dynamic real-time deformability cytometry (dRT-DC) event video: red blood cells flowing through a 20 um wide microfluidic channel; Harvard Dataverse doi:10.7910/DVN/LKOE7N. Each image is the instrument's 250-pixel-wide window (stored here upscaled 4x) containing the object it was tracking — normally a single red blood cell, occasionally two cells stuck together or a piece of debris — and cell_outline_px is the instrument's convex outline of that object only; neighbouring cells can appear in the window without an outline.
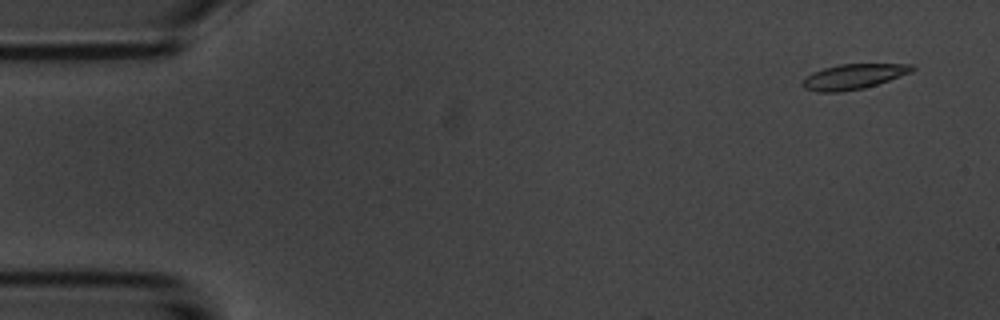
{"species": "common noctule bat (a hibernating species)", "species_latin": "Nyctalus noctula", "temperature_condition": "room temperature", "stored_images_in_passage": 11, "camera_frame_rate_fps": 3000, "um_per_image_px": 0.085, "animal": {"sex": "male", "body_mass_g": 20.1, "forearm_length_mm": 53.5}, "frame": {"image": 1, "passage_image": 3, "time_ms": 0.667, "image_size_px": [1000, 320], "cell_outline_px": [[916, 68], [912, 72], [864, 88], [840, 92], [816, 92], [804, 88], [800, 84], [812, 72], [824, 68], [840, 64], [912, 64]], "centroid_in_image_um": [72.53, 6.51], "position_along_channel_um": 12.5, "area_um2": 15.95}}